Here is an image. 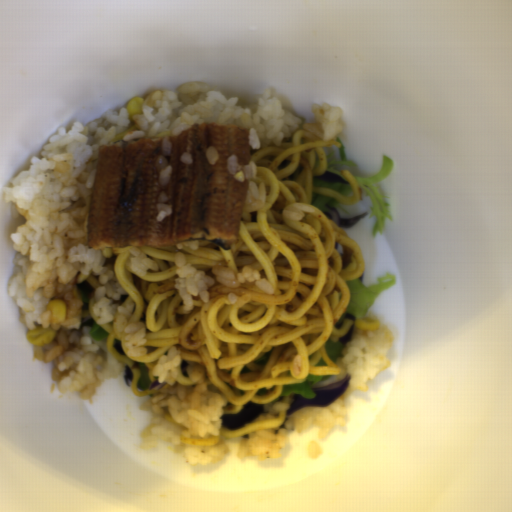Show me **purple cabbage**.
Instances as JSON below:
<instances>
[{
	"label": "purple cabbage",
	"mask_w": 512,
	"mask_h": 512,
	"mask_svg": "<svg viewBox=\"0 0 512 512\" xmlns=\"http://www.w3.org/2000/svg\"><path fill=\"white\" fill-rule=\"evenodd\" d=\"M351 375L343 380L337 381L332 384L315 387V397L305 398L302 395H293L292 403L288 409L285 410V414L289 417L301 407H324L331 406L334 401L343 395L348 389L350 383L349 380Z\"/></svg>",
	"instance_id": "obj_1"
},
{
	"label": "purple cabbage",
	"mask_w": 512,
	"mask_h": 512,
	"mask_svg": "<svg viewBox=\"0 0 512 512\" xmlns=\"http://www.w3.org/2000/svg\"><path fill=\"white\" fill-rule=\"evenodd\" d=\"M265 405L251 401L236 414H223L221 416V427H226L227 430L232 431L247 426L265 412Z\"/></svg>",
	"instance_id": "obj_2"
},
{
	"label": "purple cabbage",
	"mask_w": 512,
	"mask_h": 512,
	"mask_svg": "<svg viewBox=\"0 0 512 512\" xmlns=\"http://www.w3.org/2000/svg\"><path fill=\"white\" fill-rule=\"evenodd\" d=\"M324 216L335 223L340 229H349L353 227L360 219L368 216V213L357 214L349 218H343L338 209L334 206H327L325 211H321Z\"/></svg>",
	"instance_id": "obj_3"
}]
</instances>
